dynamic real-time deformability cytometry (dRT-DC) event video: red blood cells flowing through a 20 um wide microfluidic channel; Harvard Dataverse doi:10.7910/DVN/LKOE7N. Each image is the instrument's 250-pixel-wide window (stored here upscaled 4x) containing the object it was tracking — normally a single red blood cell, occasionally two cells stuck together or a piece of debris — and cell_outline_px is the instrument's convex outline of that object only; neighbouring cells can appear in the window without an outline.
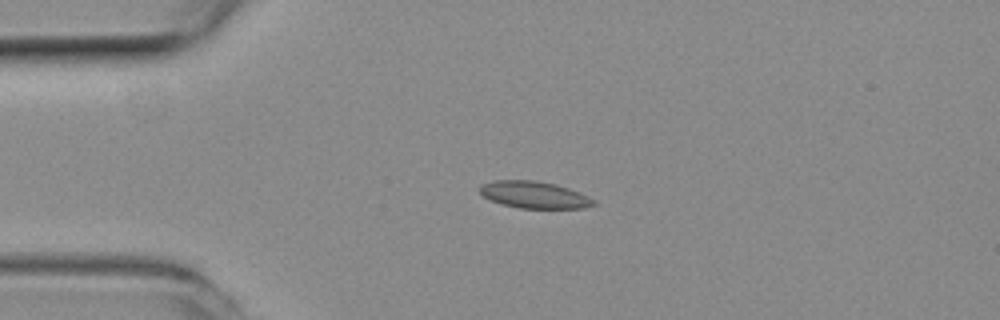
{"species": "common noctule bat (a hibernating species)", "species_latin": "Nyctalus noctula", "temperature_condition": "room temperature", "stored_images_in_passage": 32, "camera_frame_rate_fps": 3000, "um_per_image_px": 0.085, "animal": {"sex": "female", "body_mass_g": 19.3, "forearm_length_mm": 54.1}, "frame": {"image": 1, "passage_image": 4, "time_ms": 1.0, "image_size_px": [1000, 320], "cell_outline_px": [[596, 204], [584, 208], [520, 208], [504, 204], [492, 200], [484, 196], [476, 188], [480, 184], [496, 180], [536, 180], [556, 184], [568, 188], [588, 196], [596, 200]], "centroid_in_image_um": [45.41, 16.54], "position_along_channel_um": 39.6, "area_um2": 17.86}}
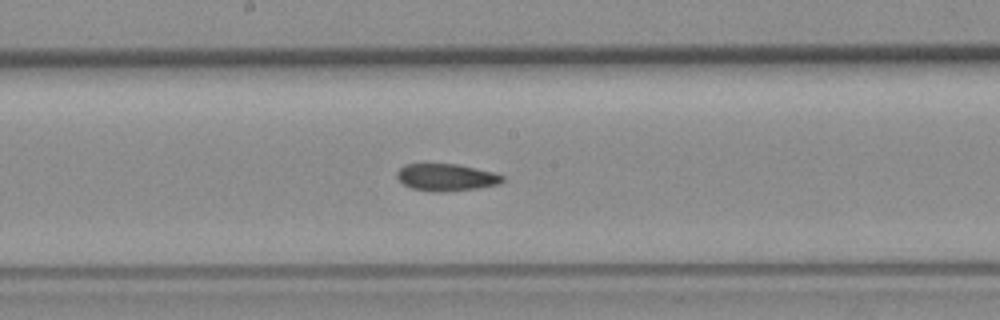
{"frame": {"image": 2, "passage_image": 19, "time_ms": 6.0, "image_size_px": [1000, 320], "cell_outline_px": [[504, 180], [500, 184], [476, 188], [440, 192], [432, 192], [412, 188], [404, 184], [396, 176], [396, 172], [404, 164], [456, 164], [496, 172], [504, 176]], "centroid_in_image_um": [37.95, 15.07], "position_along_channel_um": 210.3, "area_um2": 16.7}}
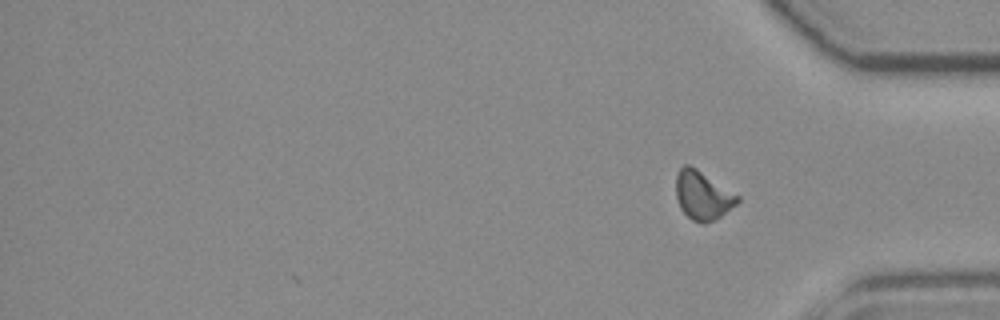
{"frame": {"image": 3, "passage_image": 32, "time_ms": 10.333, "image_size_px": [1000, 320], "cell_outline_px": [[740, 200], [736, 204], [716, 220], [704, 224], [692, 220], [680, 208], [676, 196], [676, 176], [680, 168], [684, 164], [688, 164], [696, 168], [740, 196]], "centroid_in_image_um": [59.73, 16.61], "position_along_channel_um": 375.5, "area_um2": 17.4}, "authors_computed_cell_mechanics": {"area_um2": 17.2533, "velocity_mm_per_s": 3.9429, "shape_relaxation_time_tau1_ms": null, "shape_relaxation_time_tau2_ms": 5.4763, "deformation_change_tau1": null, "deformation_change_tau2": 0.1077}}